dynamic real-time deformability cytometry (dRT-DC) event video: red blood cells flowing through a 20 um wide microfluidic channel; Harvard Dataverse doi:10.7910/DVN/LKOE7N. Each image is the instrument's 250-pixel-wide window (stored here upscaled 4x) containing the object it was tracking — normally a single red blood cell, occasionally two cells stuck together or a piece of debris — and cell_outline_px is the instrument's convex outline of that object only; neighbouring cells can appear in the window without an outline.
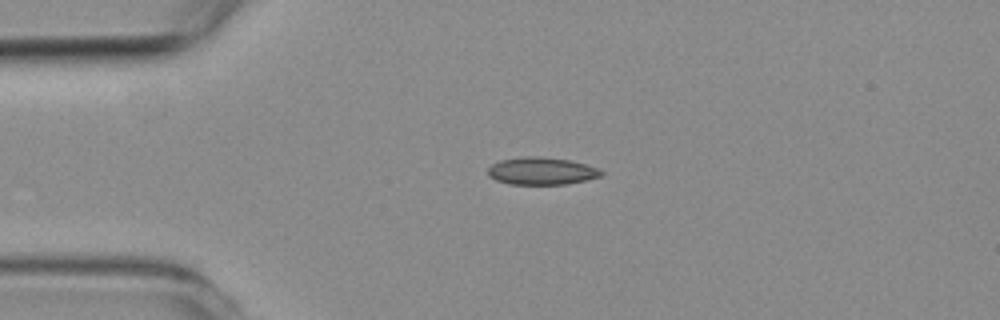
{"species": "common noctule bat (a hibernating species)", "species_latin": "Nyctalus noctula", "temperature_condition": "room temperature", "stored_images_in_passage": 5, "camera_frame_rate_fps": 3000, "um_per_image_px": 0.085, "animal": {"sex": "female", "body_mass_g": 19.3, "forearm_length_mm": 54.1}, "frame": {"image": 1, "passage_image": 4, "time_ms": 3.667, "image_size_px": [1000, 320], "cell_outline_px": [[604, 176], [568, 184], [508, 184], [496, 180], [488, 176], [488, 168], [492, 164], [500, 160], [520, 156], [540, 156], [568, 160], [584, 164], [596, 168], [604, 172]], "centroid_in_image_um": [46.01, 14.54], "position_along_channel_um": 39.0, "area_um2": 18.21}}